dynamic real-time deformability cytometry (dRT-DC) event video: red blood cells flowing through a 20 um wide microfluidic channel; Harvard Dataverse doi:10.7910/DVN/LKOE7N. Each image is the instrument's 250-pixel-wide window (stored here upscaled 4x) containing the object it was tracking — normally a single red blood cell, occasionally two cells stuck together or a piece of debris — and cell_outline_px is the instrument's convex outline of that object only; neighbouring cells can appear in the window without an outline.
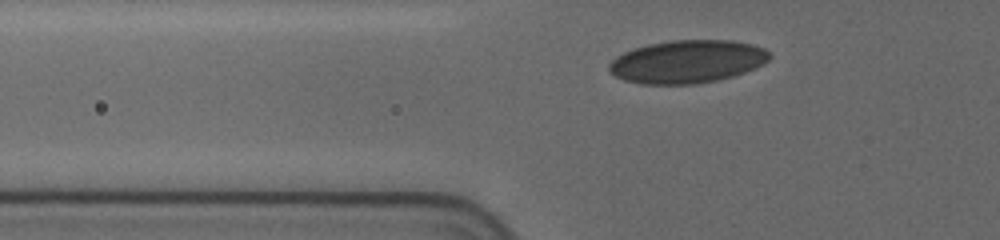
{"species": "human", "species_latin": "Homo sapiens", "temperature_condition": "cold", "stored_images_in_passage": 37, "camera_frame_rate_fps": 3000, "um_per_image_px": 0.085, "donor": {"sex": "female"}, "frame": {"image": 1, "passage_image": 7, "time_ms": 2.0, "image_size_px": [1000, 240], "cell_outline_px": [[772, 56], [764, 64], [756, 68], [732, 76], [716, 80], [696, 84], [644, 84], [624, 80], [608, 72], [608, 64], [616, 56], [624, 52], [648, 44], [672, 40], [732, 40], [752, 44], [764, 48]], "centroid_in_image_um": [58.42, 5.23], "position_along_channel_um": 67.4, "area_um2": 40.23}}
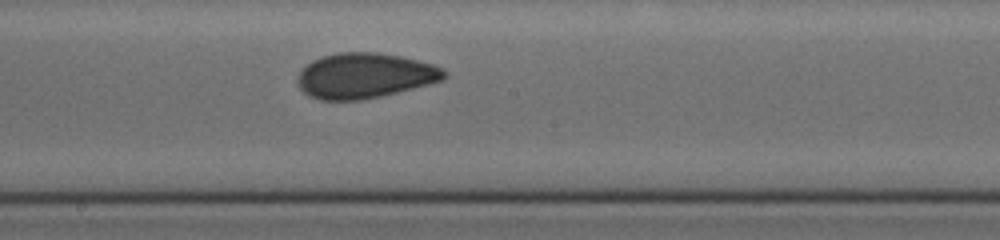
{"frame": {"image": 2, "passage_image": 20, "time_ms": 6.333, "image_size_px": [1000, 240], "cell_outline_px": [[448, 76], [444, 80], [380, 96], [360, 100], [320, 100], [308, 96], [300, 88], [296, 80], [296, 76], [312, 60], [324, 56], [340, 52], [376, 52], [400, 56], [432, 64], [444, 68], [448, 72]], "centroid_in_image_um": [31.01, 6.43], "position_along_channel_um": 217.2, "area_um2": 38.61}}
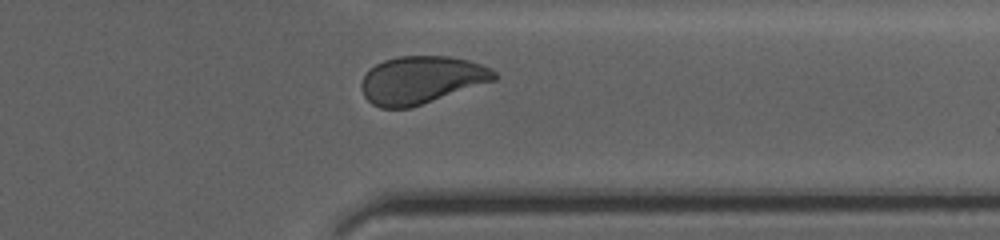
{"frame": {"image": 3, "passage_image": 33, "time_ms": 10.667, "image_size_px": [1000, 240], "cell_outline_px": [[496, 80], [412, 108], [380, 108], [372, 104], [364, 96], [360, 88], [360, 84], [364, 76], [376, 64], [384, 60], [400, 56], [448, 56], [468, 60], [480, 64], [496, 72]], "centroid_in_image_um": [35.8, 6.81], "position_along_channel_um": 375.6, "area_um2": 36.88}, "authors_computed_cell_mechanics": {"area_um2": 38.6682, "velocity_mm_per_s": 3.6651, "shape_relaxation_time_tau1_ms": 10.3075, "shape_relaxation_time_tau2_ms": 1.2686, "deformation_change_tau1": 0.1385, "deformation_change_tau2": 0.0449}}